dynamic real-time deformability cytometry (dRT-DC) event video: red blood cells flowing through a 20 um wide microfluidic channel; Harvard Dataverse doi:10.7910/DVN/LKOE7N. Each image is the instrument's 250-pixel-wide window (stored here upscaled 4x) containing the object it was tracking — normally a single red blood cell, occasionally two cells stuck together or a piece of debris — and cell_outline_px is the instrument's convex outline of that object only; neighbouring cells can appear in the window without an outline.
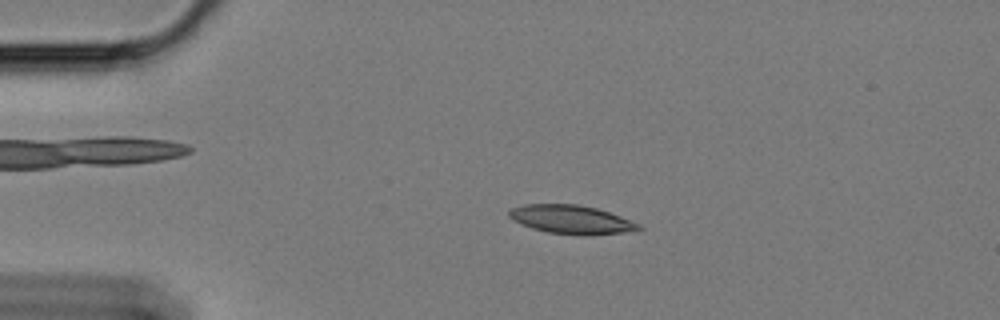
{"species": "Egyptian fruit bat (a non-hibernating species)", "species_latin": "Rousettus aegyptiacus", "temperature_condition": "cold", "stored_images_in_passage": 54, "camera_frame_rate_fps": 3000, "um_per_image_px": 0.085, "animal": {"sex": "female"}, "frame": {"image": 1, "passage_image": 8, "time_ms": 2.333, "image_size_px": [1000, 320], "cell_outline_px": [[644, 228], [620, 232], [588, 236], [584, 236], [548, 232], [532, 228], [512, 220], [508, 216], [508, 212], [512, 208], [524, 204], [576, 204], [596, 208], [620, 216], [640, 224]], "centroid_in_image_um": [48.53, 18.66], "position_along_channel_um": 36.5, "area_um2": 21.5}}
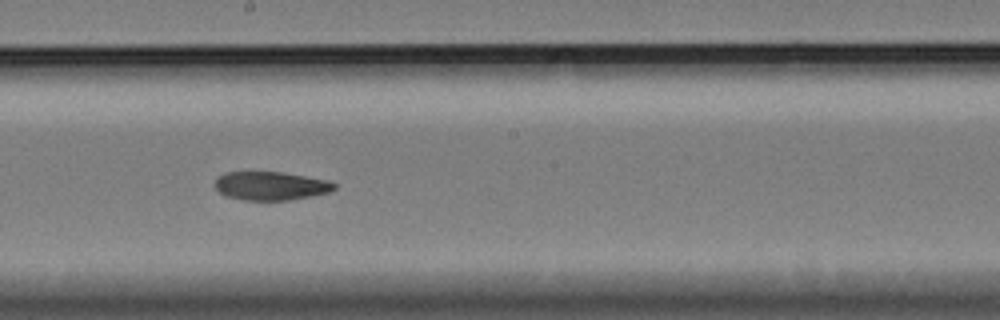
{"frame": {"image": 2, "passage_image": 28, "time_ms": 9.0, "image_size_px": [1000, 320], "cell_outline_px": [[336, 188], [332, 192], [312, 196], [288, 200], [244, 200], [228, 196], [220, 192], [216, 188], [216, 180], [224, 172], [284, 172], [328, 180], [336, 184]], "centroid_in_image_um": [23.08, 15.79], "position_along_channel_um": 225.1, "area_um2": 19.83}}
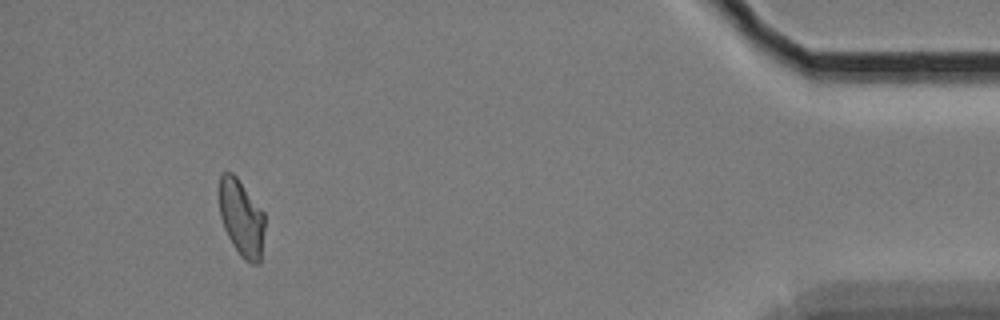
{"frame": {"image": 3, "passage_image": 50, "time_ms": 16.333, "image_size_px": [1000, 320], "cell_outline_px": [[264, 228], [260, 264], [252, 264], [244, 260], [240, 256], [232, 244], [224, 228], [220, 216], [220, 176], [224, 172], [232, 172], [236, 176], [264, 212]], "centroid_in_image_um": [20.53, 18.56], "position_along_channel_um": 414.7, "area_um2": 20.23}, "authors_computed_cell_mechanics": {"area_um2": 20.9814, "velocity_mm_per_s": 3.4047, "shape_relaxation_time_tau1_ms": 6.4506, "shape_relaxation_time_tau2_ms": 6.0812, "deformation_change_tau1": 0.1614, "deformation_change_tau2": 0.1217}}